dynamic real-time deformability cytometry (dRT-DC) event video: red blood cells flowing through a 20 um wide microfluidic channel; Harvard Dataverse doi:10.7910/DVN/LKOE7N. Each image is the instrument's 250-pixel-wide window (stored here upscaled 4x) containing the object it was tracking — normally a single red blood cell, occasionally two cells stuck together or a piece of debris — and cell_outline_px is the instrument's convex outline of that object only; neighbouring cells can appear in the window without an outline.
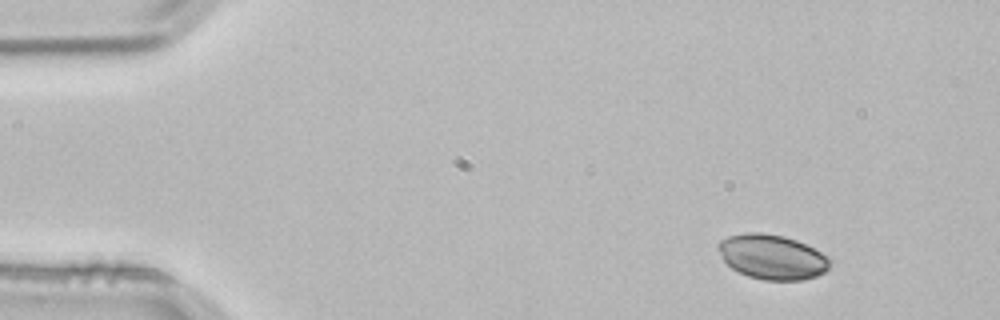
{"species": "common noctule bat (a hibernating species)", "species_latin": "Nyctalus noctula", "temperature_condition": "room temperature", "stored_images_in_passage": 3, "camera_frame_rate_fps": 3000, "um_per_image_px": 0.085, "animal": {"sex": "male", "body_mass_g": 21.5, "forearm_length_mm": 52.0}, "frame": {"image": 1, "passage_image": 1, "time_ms": 0.0, "image_size_px": [1000, 320], "cell_outline_px": [[832, 260], [828, 268], [824, 272], [816, 276], [804, 280], [764, 280], [748, 276], [732, 268], [724, 260], [716, 244], [720, 240], [728, 236], [744, 232], [760, 232], [784, 236], [796, 240], [820, 252]], "centroid_in_image_um": [65.62, 21.83], "position_along_channel_um": 19.4, "area_um2": 29.02}}
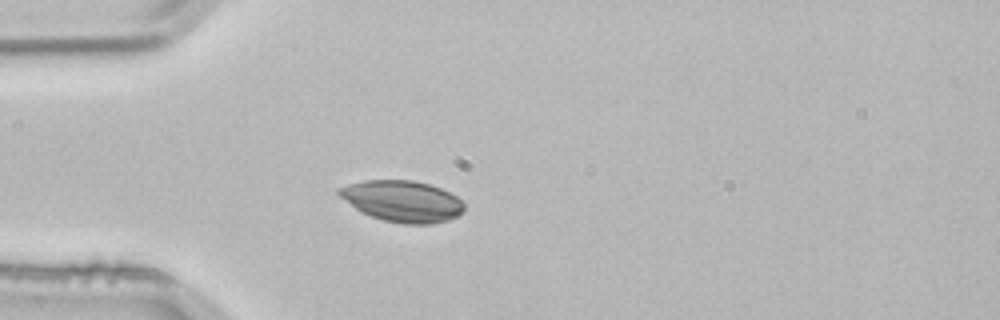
{"frame": {"image": 2, "passage_image": 3, "time_ms": 0.667, "image_size_px": [1000, 320], "cell_outline_px": [[464, 212], [448, 220], [432, 224], [404, 224], [384, 220], [360, 212], [340, 196], [336, 192], [340, 188], [348, 184], [364, 180], [412, 180], [428, 184], [440, 188], [456, 196], [464, 204]], "centroid_in_image_um": [34.2, 17.1], "position_along_channel_um": 50.8, "area_um2": 29.94}}